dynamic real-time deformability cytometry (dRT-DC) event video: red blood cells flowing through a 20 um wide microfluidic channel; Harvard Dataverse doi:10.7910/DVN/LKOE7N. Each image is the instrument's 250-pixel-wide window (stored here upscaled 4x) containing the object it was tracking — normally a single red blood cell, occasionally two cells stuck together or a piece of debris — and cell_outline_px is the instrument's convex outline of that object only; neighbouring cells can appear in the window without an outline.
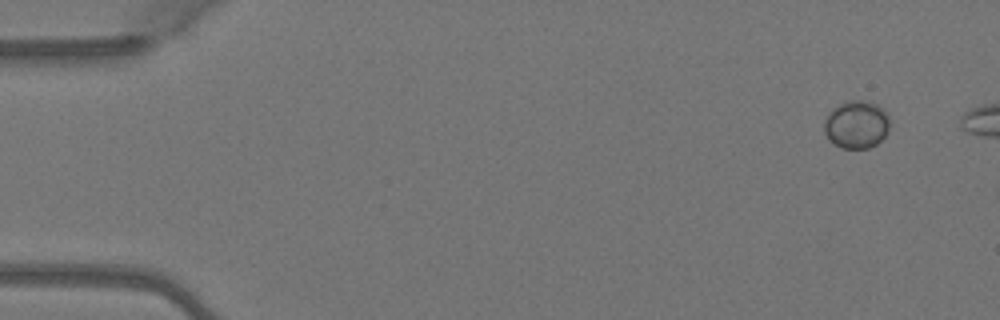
{"species": "Egyptian fruit bat (a non-hibernating species)", "species_latin": "Rousettus aegyptiacus", "temperature_condition": "warm", "stored_images_in_passage": 3, "camera_frame_rate_fps": 3000, "um_per_image_px": 0.085, "animal": {"sex": "female"}, "frame": {"image": 1, "passage_image": 1, "time_ms": 0.0, "image_size_px": [1000, 320], "cell_outline_px": [[888, 132], [876, 144], [868, 148], [840, 148], [828, 140], [824, 132], [824, 124], [832, 108], [848, 100], [864, 100], [876, 104], [884, 108], [888, 116]], "centroid_in_image_um": [72.79, 10.58], "position_along_channel_um": 12.2, "area_um2": 18.26}}